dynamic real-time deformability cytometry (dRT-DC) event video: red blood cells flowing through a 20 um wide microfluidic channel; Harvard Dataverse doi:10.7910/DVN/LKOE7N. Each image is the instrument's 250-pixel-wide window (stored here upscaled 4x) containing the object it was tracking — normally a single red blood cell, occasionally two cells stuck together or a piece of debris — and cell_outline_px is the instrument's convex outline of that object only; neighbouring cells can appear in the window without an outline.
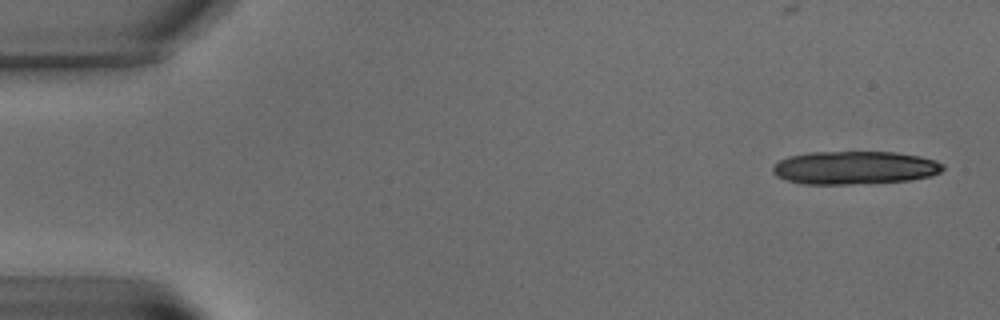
{"species": "common noctule bat (a hibernating species)", "species_latin": "Nyctalus noctula", "temperature_condition": "warm", "stored_images_in_passage": 8, "camera_frame_rate_fps": 3000, "um_per_image_px": 0.085, "animal": {"sex": "male", "body_mass_g": 15.6}, "frame": {"image": 1, "passage_image": 1, "time_ms": 0.0, "image_size_px": [1000, 320], "cell_outline_px": [[944, 168], [940, 172], [932, 176], [908, 180], [868, 184], [804, 184], [788, 180], [776, 176], [772, 172], [772, 168], [780, 160], [788, 156], [808, 152], [896, 152], [920, 156], [936, 160], [944, 164]], "centroid_in_image_um": [72.67, 14.26], "position_along_channel_um": 12.3, "area_um2": 33.18}}
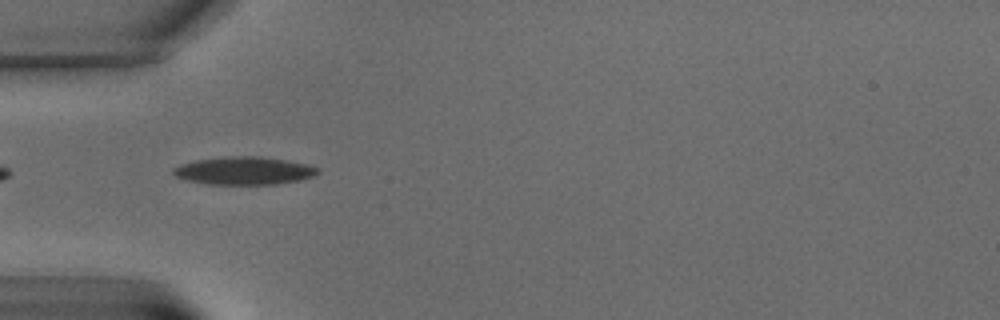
{"frame": {"image": 2, "passage_image": 6, "time_ms": 6.667, "image_size_px": [1000, 320], "cell_outline_px": [[320, 172], [312, 176], [300, 180], [276, 184], [208, 184], [188, 180], [176, 176], [172, 172], [172, 168], [180, 164], [196, 160], [224, 156], [260, 156], [288, 160], [308, 164], [320, 168]], "centroid_in_image_um": [20.77, 14.5], "position_along_channel_um": 64.2, "area_um2": 23.58}}